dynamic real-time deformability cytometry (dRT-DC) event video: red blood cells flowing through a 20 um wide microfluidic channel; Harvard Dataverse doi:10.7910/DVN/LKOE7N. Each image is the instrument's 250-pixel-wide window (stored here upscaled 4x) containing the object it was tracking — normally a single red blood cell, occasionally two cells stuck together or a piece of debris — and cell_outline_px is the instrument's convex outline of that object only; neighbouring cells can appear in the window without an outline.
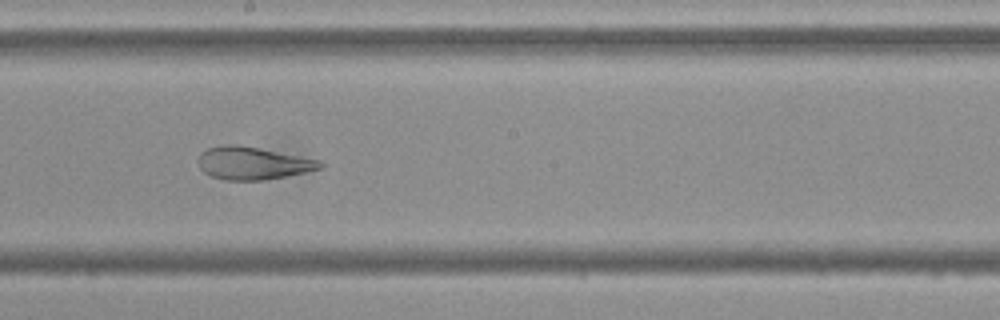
{"species": "Egyptian fruit bat (a non-hibernating species)", "species_latin": "Rousettus aegyptiacus", "temperature_condition": "cold", "stored_images_in_passage": 54, "camera_frame_rate_fps": 3000, "um_per_image_px": 0.085, "frame": {"image": 1, "passage_image": 30, "time_ms": 9.667, "image_size_px": [1000, 320], "cell_outline_px": [[324, 168], [284, 176], [260, 180], [224, 180], [212, 176], [204, 172], [200, 168], [196, 160], [200, 152], [208, 148], [224, 144], [236, 144], [320, 160], [324, 164]], "centroid_in_image_um": [21.44, 13.86], "position_along_channel_um": 226.8, "area_um2": 23.06}}
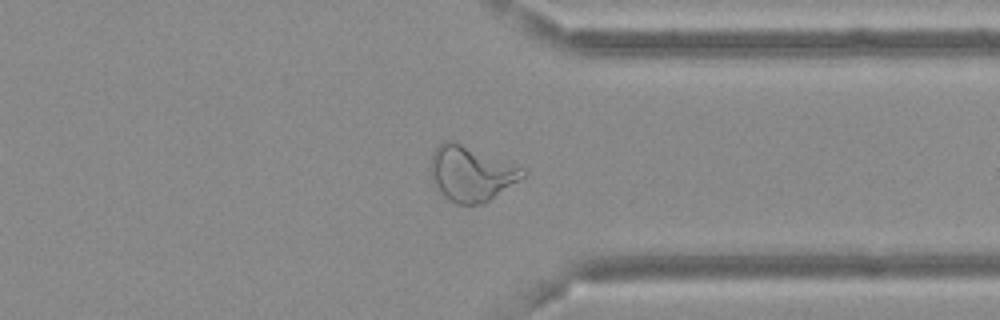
{"frame": {"image": 2, "passage_image": 42, "time_ms": 13.667, "image_size_px": [1000, 320], "cell_outline_px": [[528, 172], [524, 176], [488, 200], [480, 204], [456, 204], [448, 200], [444, 196], [432, 180], [432, 152], [444, 140], [452, 140], [520, 168]], "centroid_in_image_um": [39.99, 14.76], "position_along_channel_um": 371.4, "area_um2": 28.44}}
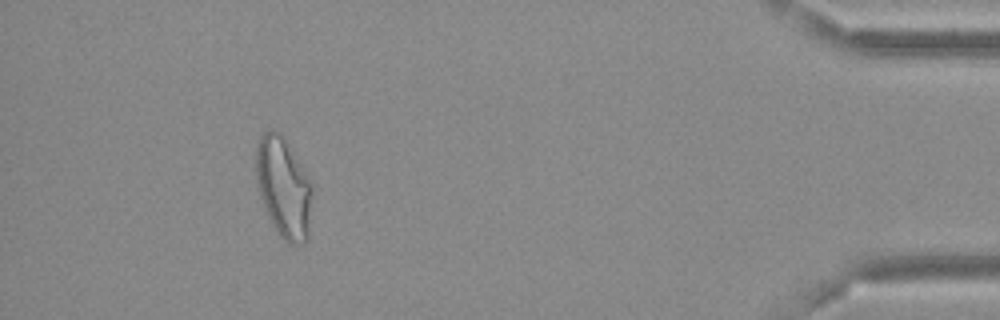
{"frame": {"image": 3, "passage_image": 50, "time_ms": 16.333, "image_size_px": [1000, 320], "cell_outline_px": [[312, 192], [308, 240], [304, 244], [288, 244], [276, 232], [272, 224], [260, 196], [256, 184], [256, 144], [260, 136], [268, 128], [272, 128], [280, 132], [288, 144], [300, 164], [308, 180]], "centroid_in_image_um": [24.08, 15.95], "position_along_channel_um": 411.1, "area_um2": 32.83}}